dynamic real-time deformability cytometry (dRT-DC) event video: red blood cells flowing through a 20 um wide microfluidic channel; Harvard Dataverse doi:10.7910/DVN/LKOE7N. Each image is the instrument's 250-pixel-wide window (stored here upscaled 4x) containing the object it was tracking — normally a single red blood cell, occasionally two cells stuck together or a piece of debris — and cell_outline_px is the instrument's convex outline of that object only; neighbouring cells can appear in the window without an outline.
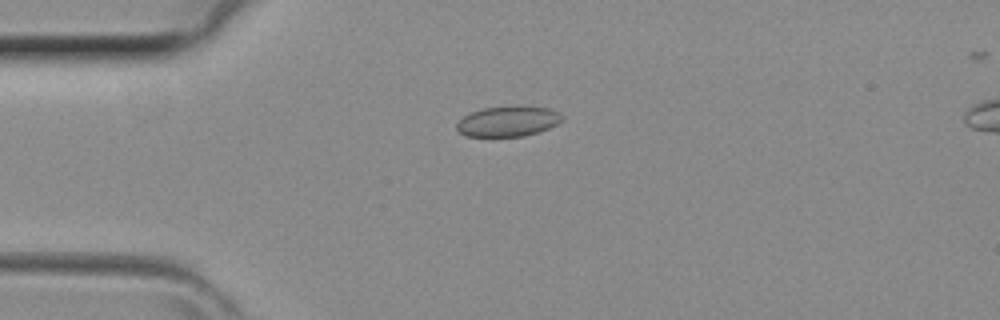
{"species": "common noctule bat (a hibernating species)", "species_latin": "Nyctalus noctula", "temperature_condition": "room temperature", "stored_images_in_passage": 43, "camera_frame_rate_fps": 3000, "um_per_image_px": 0.085, "animal": {"sex": "female", "body_mass_g": 29.2, "forearm_length_mm": 56.3}, "frame": {"image": 1, "passage_image": 11, "time_ms": 3.333, "image_size_px": [1000, 320], "cell_outline_px": [[564, 120], [548, 128], [524, 136], [464, 136], [456, 128], [456, 124], [464, 116], [472, 112], [484, 108], [516, 104], [520, 104], [548, 108], [564, 116]], "centroid_in_image_um": [43.2, 10.28], "position_along_channel_um": 41.8, "area_um2": 18.84}}
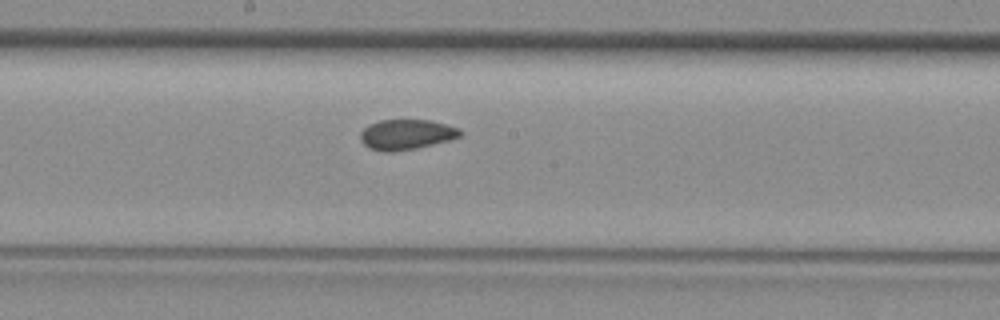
{"frame": {"image": 2, "passage_image": 23, "time_ms": 7.333, "image_size_px": [1000, 320], "cell_outline_px": [[464, 132], [460, 136], [452, 140], [416, 148], [392, 152], [384, 152], [368, 148], [360, 140], [360, 132], [368, 124], [380, 120], [432, 120], [460, 128]], "centroid_in_image_um": [34.56, 11.43], "position_along_channel_um": 213.6, "area_um2": 17.86}}
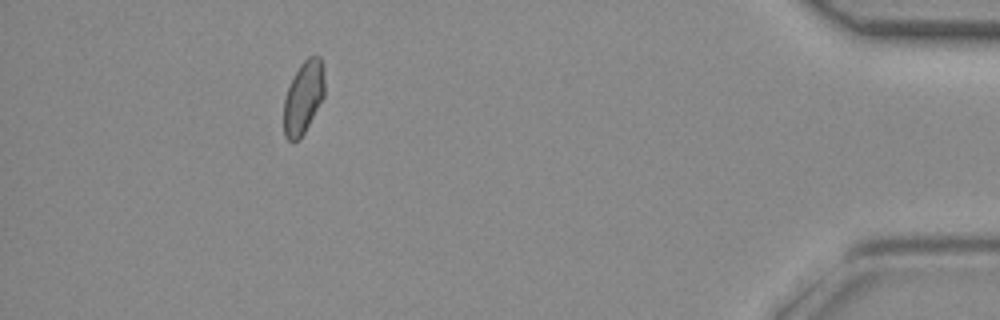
{"frame": {"image": 3, "passage_image": 39, "time_ms": 12.667, "image_size_px": [1000, 320], "cell_outline_px": [[324, 96], [304, 132], [296, 140], [288, 140], [284, 136], [284, 96], [300, 64], [308, 56], [320, 56], [324, 68]], "centroid_in_image_um": [25.79, 8.24], "position_along_channel_um": 409.4, "area_um2": 17.05}}